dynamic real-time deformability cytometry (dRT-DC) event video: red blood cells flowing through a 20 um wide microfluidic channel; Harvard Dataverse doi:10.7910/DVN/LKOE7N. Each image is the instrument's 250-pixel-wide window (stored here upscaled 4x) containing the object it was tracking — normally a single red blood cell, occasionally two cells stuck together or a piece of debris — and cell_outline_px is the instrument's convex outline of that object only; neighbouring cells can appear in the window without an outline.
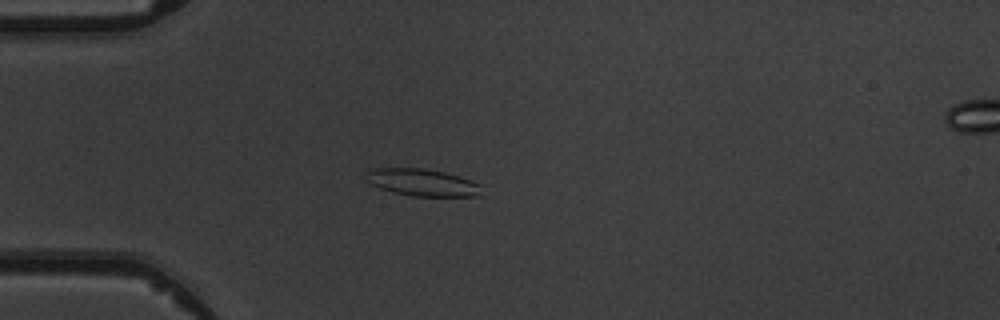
{"species": "common noctule bat (a hibernating species)", "species_latin": "Nyctalus noctula", "temperature_condition": "warm", "stored_images_in_passage": 5, "camera_frame_rate_fps": 3000, "um_per_image_px": 0.085, "animal": {"sex": "male", "body_mass_g": 19.5, "forearm_length_mm": 54.6}, "frame": {"image": 1, "passage_image": 4, "time_ms": 4.333, "image_size_px": [1000, 320], "cell_outline_px": [[480, 196], [412, 196], [392, 192], [380, 188], [372, 184], [364, 176], [364, 172], [376, 168], [424, 168], [444, 172], [480, 184]], "centroid_in_image_um": [35.84, 15.51], "position_along_channel_um": 49.2, "area_um2": 18.09}}